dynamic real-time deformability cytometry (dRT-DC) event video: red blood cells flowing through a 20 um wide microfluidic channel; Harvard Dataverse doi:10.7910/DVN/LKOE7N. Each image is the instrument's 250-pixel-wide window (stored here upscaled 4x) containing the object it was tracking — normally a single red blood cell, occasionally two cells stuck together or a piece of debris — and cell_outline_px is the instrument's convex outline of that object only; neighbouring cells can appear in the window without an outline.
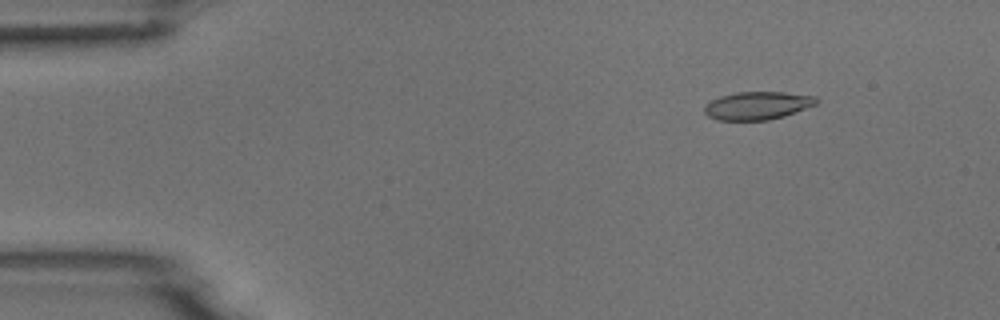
{"species": "common noctule bat (a hibernating species)", "species_latin": "Nyctalus noctula", "temperature_condition": "room temperature", "stored_images_in_passage": 6, "camera_frame_rate_fps": 3000, "um_per_image_px": 0.085, "animal": {"sex": "male", "body_mass_g": 18.8}, "frame": {"image": 1, "passage_image": 2, "time_ms": 0.333, "image_size_px": [1000, 320], "cell_outline_px": [[820, 100], [816, 104], [784, 116], [768, 120], [716, 120], [708, 116], [704, 112], [704, 104], [720, 96], [736, 92], [784, 92], [816, 96]], "centroid_in_image_um": [64.37, 8.97], "position_along_channel_um": 20.6, "area_um2": 18.32}}
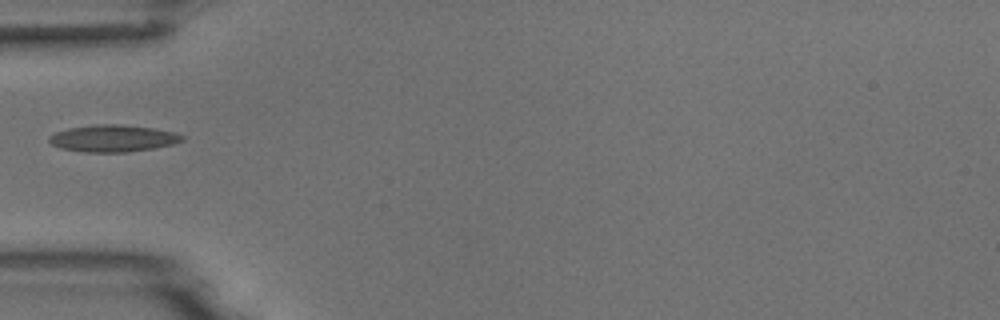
{"frame": {"image": 2, "passage_image": 5, "time_ms": 1.333, "image_size_px": [1000, 320], "cell_outline_px": [[184, 140], [172, 144], [156, 148], [128, 152], [84, 152], [60, 148], [52, 144], [48, 140], [48, 136], [56, 132], [68, 128], [96, 124], [120, 124], [156, 128], [176, 132], [184, 136]], "centroid_in_image_um": [9.62, 11.75], "position_along_channel_um": 75.4, "area_um2": 21.1}}